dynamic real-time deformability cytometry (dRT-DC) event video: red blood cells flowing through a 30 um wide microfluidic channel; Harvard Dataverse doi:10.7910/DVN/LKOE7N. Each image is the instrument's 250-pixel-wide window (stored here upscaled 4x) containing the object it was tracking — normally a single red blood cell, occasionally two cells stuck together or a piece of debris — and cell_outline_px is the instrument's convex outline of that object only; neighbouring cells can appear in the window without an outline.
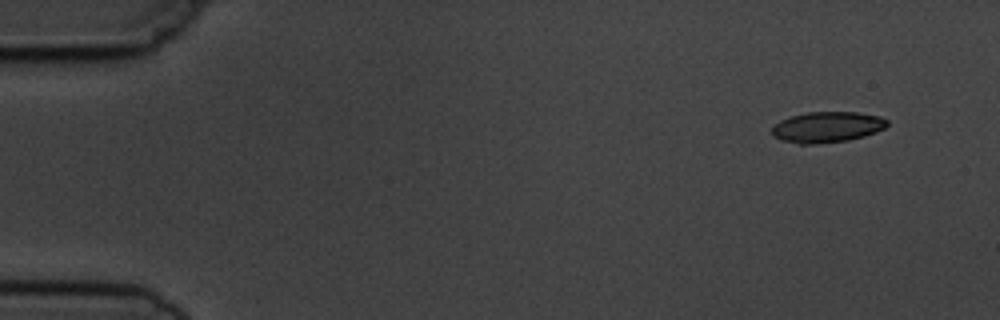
{"species": "common noctule bat (a hibernating species)", "species_latin": "Nyctalus noctula", "temperature_condition": "cold", "stored_images_in_passage": 4, "camera_frame_rate_fps": 3000, "um_per_image_px": 0.085, "animal": {"sex": "male", "body_mass_g": 19.5, "forearm_length_mm": 54.6}, "frame": {"image": 1, "passage_image": 1, "time_ms": 0.0, "image_size_px": [1000, 320], "cell_outline_px": [[888, 124], [884, 128], [876, 132], [864, 136], [848, 140], [816, 144], [800, 144], [780, 140], [772, 136], [772, 128], [780, 120], [792, 116], [808, 112], [856, 112], [880, 116], [888, 120]], "centroid_in_image_um": [70.3, 10.8], "position_along_channel_um": 14.7, "area_um2": 20.69}}
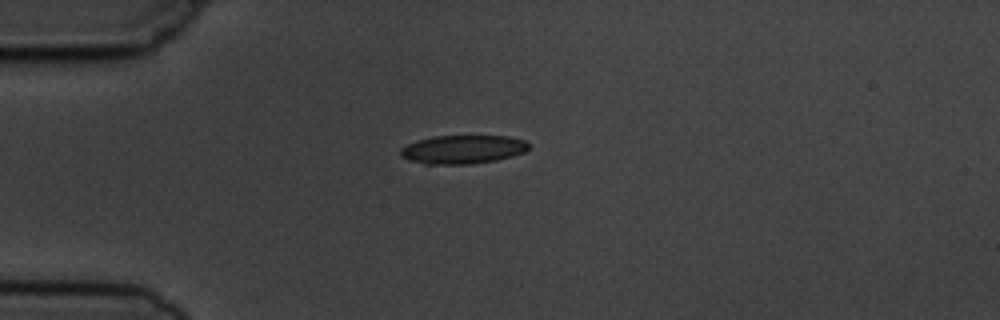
{"frame": {"image": 2, "passage_image": 4, "time_ms": 3.333, "image_size_px": [1000, 320], "cell_outline_px": [[528, 148], [524, 152], [512, 156], [496, 160], [468, 164], [424, 164], [408, 160], [400, 156], [400, 148], [416, 140], [432, 136], [508, 136], [524, 140], [528, 144]], "centroid_in_image_um": [39.29, 12.7], "position_along_channel_um": 45.7, "area_um2": 21.39}}